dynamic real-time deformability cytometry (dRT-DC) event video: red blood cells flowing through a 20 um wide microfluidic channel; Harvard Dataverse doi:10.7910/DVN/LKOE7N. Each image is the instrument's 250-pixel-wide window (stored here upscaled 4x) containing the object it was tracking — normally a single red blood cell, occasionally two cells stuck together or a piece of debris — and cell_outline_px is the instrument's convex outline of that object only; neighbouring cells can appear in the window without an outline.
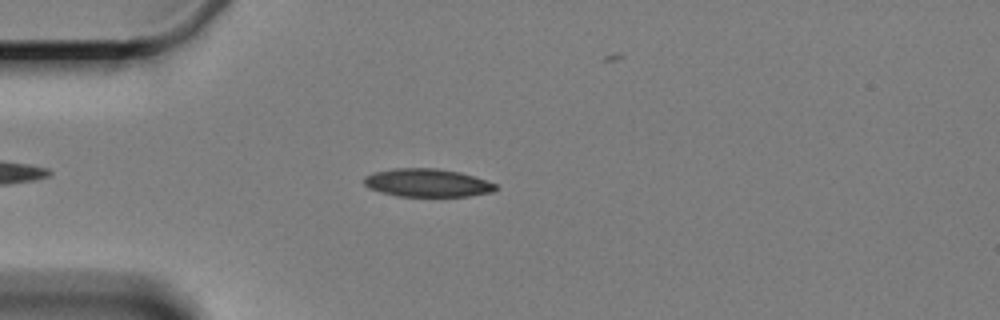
{"species": "Egyptian fruit bat (a non-hibernating species)", "species_latin": "Rousettus aegyptiacus", "temperature_condition": "cold", "stored_images_in_passage": 4, "camera_frame_rate_fps": 3000, "um_per_image_px": 0.085, "animal": {"sex": "female"}, "frame": {"image": 1, "passage_image": 3, "time_ms": 2.333, "image_size_px": [1000, 320], "cell_outline_px": [[496, 188], [492, 192], [472, 196], [396, 196], [380, 192], [368, 188], [364, 184], [364, 176], [372, 172], [392, 168], [436, 168], [460, 172], [496, 184]], "centroid_in_image_um": [36.26, 15.54], "position_along_channel_um": 48.7, "area_um2": 21.62}}